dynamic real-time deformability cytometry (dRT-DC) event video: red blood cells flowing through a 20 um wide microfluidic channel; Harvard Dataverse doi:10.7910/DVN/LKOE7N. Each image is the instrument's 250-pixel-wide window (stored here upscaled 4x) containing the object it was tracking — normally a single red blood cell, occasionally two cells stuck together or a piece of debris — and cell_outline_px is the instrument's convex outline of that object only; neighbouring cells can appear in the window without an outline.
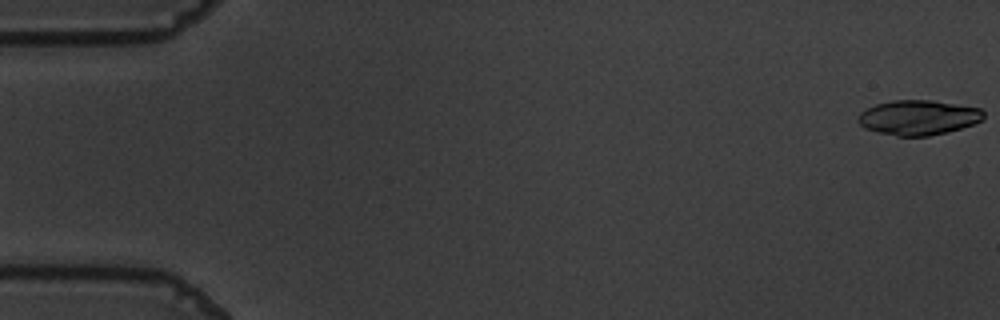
{"species": "common noctule bat (a hibernating species)", "species_latin": "Nyctalus noctula", "temperature_condition": "warm", "stored_images_in_passage": 56, "segment_of_instrument_passage": [1, 2], "camera_frame_rate_fps": 3000, "um_per_image_px": 0.085, "animal": {"sex": "male", "body_mass_g": 19.5, "forearm_length_mm": 54.6}, "frame": {"image": 1, "passage_image": 1, "time_ms": 0.0, "image_size_px": [1000, 320], "cell_outline_px": [[984, 120], [948, 132], [928, 136], [896, 136], [876, 132], [864, 128], [856, 120], [860, 112], [876, 104], [892, 100], [932, 100], [980, 108], [984, 112]], "centroid_in_image_um": [78.04, 9.99], "position_along_channel_um": 7.0, "area_um2": 25.61}}
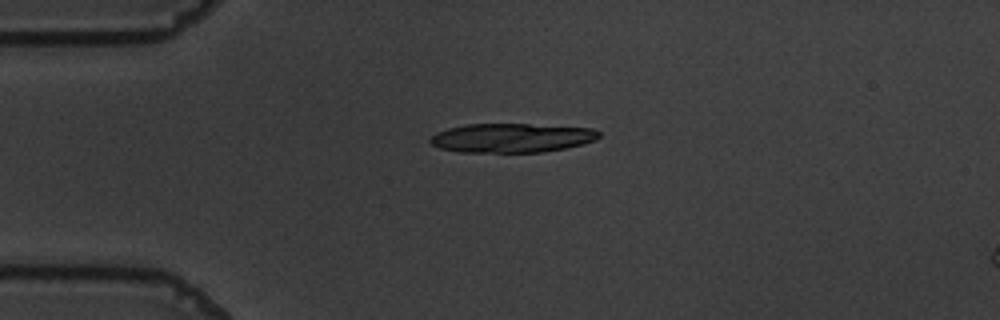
{"frame": {"image": 2, "passage_image": 14, "time_ms": 4.333, "image_size_px": [1000, 320], "cell_outline_px": [[600, 136], [596, 140], [584, 144], [544, 152], [460, 152], [440, 148], [432, 144], [428, 140], [436, 132], [448, 128], [468, 124], [528, 124], [592, 128], [600, 132]], "centroid_in_image_um": [43.5, 11.72], "position_along_channel_um": 41.5, "area_um2": 28.67}}